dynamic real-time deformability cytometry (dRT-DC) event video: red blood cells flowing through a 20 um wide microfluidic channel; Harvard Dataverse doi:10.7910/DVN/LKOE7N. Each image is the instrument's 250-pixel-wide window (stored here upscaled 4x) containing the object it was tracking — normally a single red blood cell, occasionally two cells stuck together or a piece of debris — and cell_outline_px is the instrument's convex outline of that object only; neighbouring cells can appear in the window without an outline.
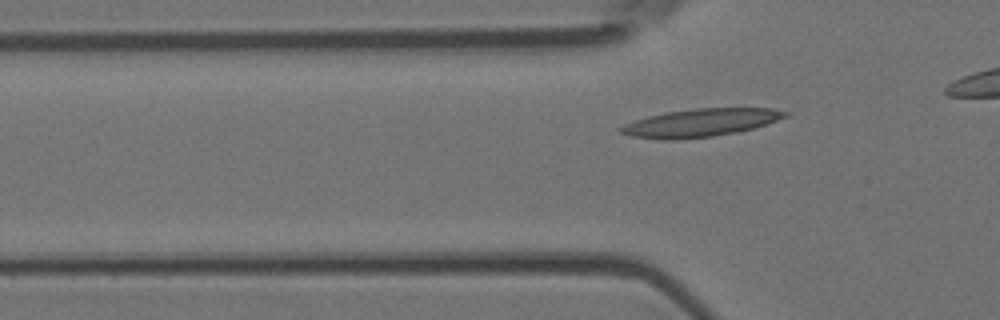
{"species": "Egyptian fruit bat (a non-hibernating species)", "species_latin": "Rousettus aegyptiacus", "temperature_condition": "room temperature", "stored_images_in_passage": 5, "camera_frame_rate_fps": 3000, "um_per_image_px": 0.085, "animal": {"sex": "female"}, "frame": {"image": 1, "passage_image": 5, "time_ms": 1.333, "image_size_px": [1000, 320], "cell_outline_px": [[792, 112], [788, 116], [752, 128], [736, 132], [712, 136], [676, 140], [664, 140], [632, 136], [620, 132], [616, 128], [624, 124], [648, 116], [664, 112], [696, 108], [772, 108]], "centroid_in_image_um": [59.52, 10.42], "position_along_channel_um": 66.3, "area_um2": 26.7}}